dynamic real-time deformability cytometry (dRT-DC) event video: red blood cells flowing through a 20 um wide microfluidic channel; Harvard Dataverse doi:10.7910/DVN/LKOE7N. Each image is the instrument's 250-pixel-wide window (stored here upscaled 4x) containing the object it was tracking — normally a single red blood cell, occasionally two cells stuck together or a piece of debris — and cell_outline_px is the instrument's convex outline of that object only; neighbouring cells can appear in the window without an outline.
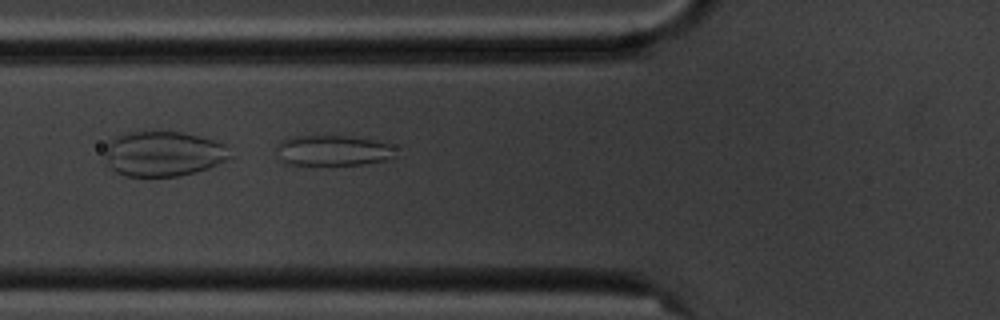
{"species": "common noctule bat (a hibernating species)", "species_latin": "Nyctalus noctula", "temperature_condition": "cold", "stored_images_in_passage": 6, "camera_frame_rate_fps": 3000, "um_per_image_px": 0.085, "animal": {"sex": "male", "body_mass_g": 20.1, "forearm_length_mm": 53.5}, "frame": {"image": 1, "passage_image": 6, "time_ms": 6.0, "image_size_px": [1000, 320], "cell_outline_px": [[400, 156], [384, 160], [364, 164], [288, 164], [276, 160], [276, 144], [280, 140], [288, 136], [344, 136], [372, 140], [388, 144], [396, 148]], "centroid_in_image_um": [28.25, 12.79], "position_along_channel_um": 97.6, "area_um2": 21.5}}